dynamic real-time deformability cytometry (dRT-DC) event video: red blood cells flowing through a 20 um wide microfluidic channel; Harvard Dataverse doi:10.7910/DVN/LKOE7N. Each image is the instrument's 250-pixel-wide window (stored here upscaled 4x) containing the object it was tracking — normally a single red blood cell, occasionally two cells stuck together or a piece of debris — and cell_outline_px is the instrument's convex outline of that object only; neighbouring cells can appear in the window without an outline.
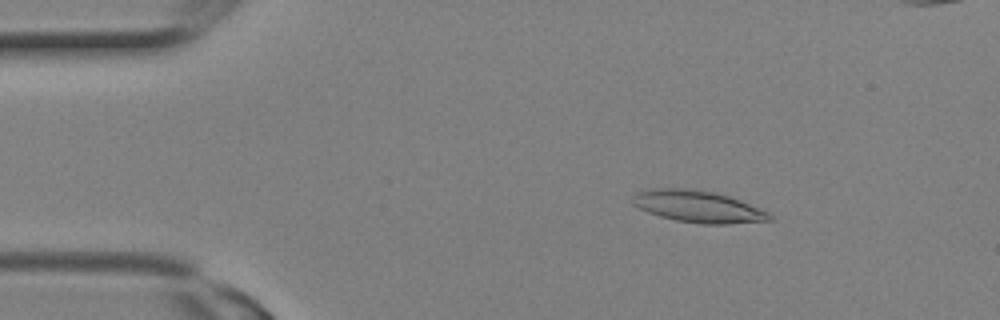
{"species": "Egyptian fruit bat (a non-hibernating species)", "species_latin": "Rousettus aegyptiacus", "temperature_condition": "room temperature", "stored_images_in_passage": 11, "camera_frame_rate_fps": 3000, "um_per_image_px": 0.085, "animal": {"sex": "female"}, "frame": {"image": 1, "passage_image": 4, "time_ms": 1.0, "image_size_px": [1000, 320], "cell_outline_px": [[776, 220], [728, 224], [700, 224], [676, 220], [660, 216], [648, 212], [632, 204], [632, 196], [636, 192], [652, 188], [688, 188], [716, 192], [740, 200], [768, 212]], "centroid_in_image_um": [59.34, 17.55], "position_along_channel_um": 25.7, "area_um2": 25.55}}
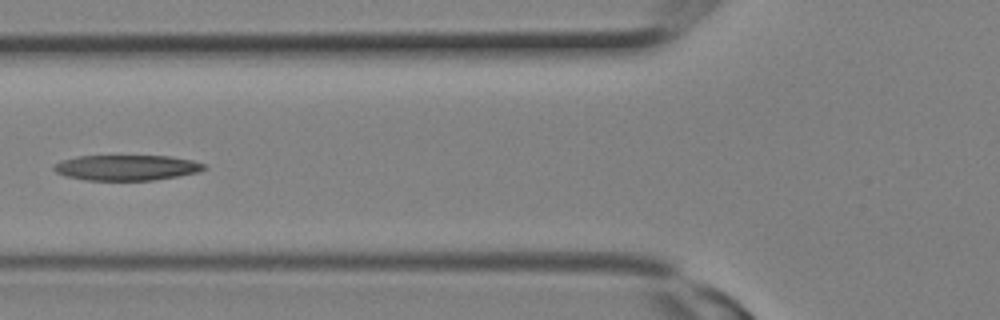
{"frame": {"image": 2, "passage_image": 10, "time_ms": 3.0, "image_size_px": [1000, 320], "cell_outline_px": [[208, 168], [200, 172], [152, 180], [84, 180], [68, 176], [56, 172], [52, 168], [60, 160], [76, 156], [172, 156], [192, 160], [204, 164]], "centroid_in_image_um": [10.78, 14.24], "position_along_channel_um": 115.0, "area_um2": 22.25}}